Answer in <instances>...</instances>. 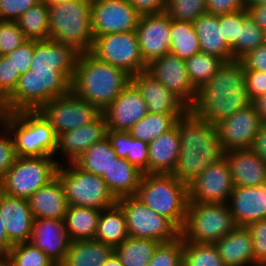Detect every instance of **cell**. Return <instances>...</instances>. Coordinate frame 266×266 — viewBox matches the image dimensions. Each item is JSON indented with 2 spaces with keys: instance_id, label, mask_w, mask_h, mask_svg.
<instances>
[{
  "instance_id": "obj_58",
  "label": "cell",
  "mask_w": 266,
  "mask_h": 266,
  "mask_svg": "<svg viewBox=\"0 0 266 266\" xmlns=\"http://www.w3.org/2000/svg\"><path fill=\"white\" fill-rule=\"evenodd\" d=\"M251 149L266 163V124L259 129Z\"/></svg>"
},
{
  "instance_id": "obj_23",
  "label": "cell",
  "mask_w": 266,
  "mask_h": 266,
  "mask_svg": "<svg viewBox=\"0 0 266 266\" xmlns=\"http://www.w3.org/2000/svg\"><path fill=\"white\" fill-rule=\"evenodd\" d=\"M228 207L237 226L266 219V184L253 187L234 186Z\"/></svg>"
},
{
  "instance_id": "obj_14",
  "label": "cell",
  "mask_w": 266,
  "mask_h": 266,
  "mask_svg": "<svg viewBox=\"0 0 266 266\" xmlns=\"http://www.w3.org/2000/svg\"><path fill=\"white\" fill-rule=\"evenodd\" d=\"M140 14L128 0H91L93 37L135 31Z\"/></svg>"
},
{
  "instance_id": "obj_3",
  "label": "cell",
  "mask_w": 266,
  "mask_h": 266,
  "mask_svg": "<svg viewBox=\"0 0 266 266\" xmlns=\"http://www.w3.org/2000/svg\"><path fill=\"white\" fill-rule=\"evenodd\" d=\"M130 82L131 76L124 70L85 52L79 55L71 90L102 112Z\"/></svg>"
},
{
  "instance_id": "obj_19",
  "label": "cell",
  "mask_w": 266,
  "mask_h": 266,
  "mask_svg": "<svg viewBox=\"0 0 266 266\" xmlns=\"http://www.w3.org/2000/svg\"><path fill=\"white\" fill-rule=\"evenodd\" d=\"M102 113L108 130L129 131L147 115L148 107L136 86L130 82Z\"/></svg>"
},
{
  "instance_id": "obj_41",
  "label": "cell",
  "mask_w": 266,
  "mask_h": 266,
  "mask_svg": "<svg viewBox=\"0 0 266 266\" xmlns=\"http://www.w3.org/2000/svg\"><path fill=\"white\" fill-rule=\"evenodd\" d=\"M265 44V31H263L248 14L243 10V22L240 25L239 37L231 47L232 58L240 60L250 51Z\"/></svg>"
},
{
  "instance_id": "obj_16",
  "label": "cell",
  "mask_w": 266,
  "mask_h": 266,
  "mask_svg": "<svg viewBox=\"0 0 266 266\" xmlns=\"http://www.w3.org/2000/svg\"><path fill=\"white\" fill-rule=\"evenodd\" d=\"M146 71L175 94L188 108L193 105L197 90L189 79L185 60L170 52L152 61L147 65Z\"/></svg>"
},
{
  "instance_id": "obj_53",
  "label": "cell",
  "mask_w": 266,
  "mask_h": 266,
  "mask_svg": "<svg viewBox=\"0 0 266 266\" xmlns=\"http://www.w3.org/2000/svg\"><path fill=\"white\" fill-rule=\"evenodd\" d=\"M41 0H0V20L16 21L27 9Z\"/></svg>"
},
{
  "instance_id": "obj_28",
  "label": "cell",
  "mask_w": 266,
  "mask_h": 266,
  "mask_svg": "<svg viewBox=\"0 0 266 266\" xmlns=\"http://www.w3.org/2000/svg\"><path fill=\"white\" fill-rule=\"evenodd\" d=\"M34 219H64L68 203L64 189L56 176L28 198Z\"/></svg>"
},
{
  "instance_id": "obj_36",
  "label": "cell",
  "mask_w": 266,
  "mask_h": 266,
  "mask_svg": "<svg viewBox=\"0 0 266 266\" xmlns=\"http://www.w3.org/2000/svg\"><path fill=\"white\" fill-rule=\"evenodd\" d=\"M170 52L186 60L201 52L193 22L172 20L170 23Z\"/></svg>"
},
{
  "instance_id": "obj_55",
  "label": "cell",
  "mask_w": 266,
  "mask_h": 266,
  "mask_svg": "<svg viewBox=\"0 0 266 266\" xmlns=\"http://www.w3.org/2000/svg\"><path fill=\"white\" fill-rule=\"evenodd\" d=\"M247 0H206V12L214 15L246 9Z\"/></svg>"
},
{
  "instance_id": "obj_21",
  "label": "cell",
  "mask_w": 266,
  "mask_h": 266,
  "mask_svg": "<svg viewBox=\"0 0 266 266\" xmlns=\"http://www.w3.org/2000/svg\"><path fill=\"white\" fill-rule=\"evenodd\" d=\"M0 215L12 245L29 242L34 217L28 199L12 197L0 191Z\"/></svg>"
},
{
  "instance_id": "obj_45",
  "label": "cell",
  "mask_w": 266,
  "mask_h": 266,
  "mask_svg": "<svg viewBox=\"0 0 266 266\" xmlns=\"http://www.w3.org/2000/svg\"><path fill=\"white\" fill-rule=\"evenodd\" d=\"M165 13L172 20L194 22L206 13V0H171Z\"/></svg>"
},
{
  "instance_id": "obj_13",
  "label": "cell",
  "mask_w": 266,
  "mask_h": 266,
  "mask_svg": "<svg viewBox=\"0 0 266 266\" xmlns=\"http://www.w3.org/2000/svg\"><path fill=\"white\" fill-rule=\"evenodd\" d=\"M39 111L50 122L57 136L93 122L102 113L72 90L47 102Z\"/></svg>"
},
{
  "instance_id": "obj_9",
  "label": "cell",
  "mask_w": 266,
  "mask_h": 266,
  "mask_svg": "<svg viewBox=\"0 0 266 266\" xmlns=\"http://www.w3.org/2000/svg\"><path fill=\"white\" fill-rule=\"evenodd\" d=\"M69 164L66 168L62 163L59 164L56 172L68 205L101 211L117 203V199L101 176L84 171L75 163Z\"/></svg>"
},
{
  "instance_id": "obj_30",
  "label": "cell",
  "mask_w": 266,
  "mask_h": 266,
  "mask_svg": "<svg viewBox=\"0 0 266 266\" xmlns=\"http://www.w3.org/2000/svg\"><path fill=\"white\" fill-rule=\"evenodd\" d=\"M203 53L219 57L223 62L232 60L231 47L224 39L219 15L204 13L193 22Z\"/></svg>"
},
{
  "instance_id": "obj_37",
  "label": "cell",
  "mask_w": 266,
  "mask_h": 266,
  "mask_svg": "<svg viewBox=\"0 0 266 266\" xmlns=\"http://www.w3.org/2000/svg\"><path fill=\"white\" fill-rule=\"evenodd\" d=\"M157 240L128 237L114 248L123 266H147L154 255Z\"/></svg>"
},
{
  "instance_id": "obj_62",
  "label": "cell",
  "mask_w": 266,
  "mask_h": 266,
  "mask_svg": "<svg viewBox=\"0 0 266 266\" xmlns=\"http://www.w3.org/2000/svg\"><path fill=\"white\" fill-rule=\"evenodd\" d=\"M101 266H123L120 258L114 252Z\"/></svg>"
},
{
  "instance_id": "obj_61",
  "label": "cell",
  "mask_w": 266,
  "mask_h": 266,
  "mask_svg": "<svg viewBox=\"0 0 266 266\" xmlns=\"http://www.w3.org/2000/svg\"><path fill=\"white\" fill-rule=\"evenodd\" d=\"M252 105L263 124H266V94L252 100Z\"/></svg>"
},
{
  "instance_id": "obj_11",
  "label": "cell",
  "mask_w": 266,
  "mask_h": 266,
  "mask_svg": "<svg viewBox=\"0 0 266 266\" xmlns=\"http://www.w3.org/2000/svg\"><path fill=\"white\" fill-rule=\"evenodd\" d=\"M117 204L125 215L130 237L164 243L181 236V230L170 219L145 206L136 196L119 198Z\"/></svg>"
},
{
  "instance_id": "obj_35",
  "label": "cell",
  "mask_w": 266,
  "mask_h": 266,
  "mask_svg": "<svg viewBox=\"0 0 266 266\" xmlns=\"http://www.w3.org/2000/svg\"><path fill=\"white\" fill-rule=\"evenodd\" d=\"M128 237L125 215L120 206L116 203L101 210L94 239L115 248Z\"/></svg>"
},
{
  "instance_id": "obj_15",
  "label": "cell",
  "mask_w": 266,
  "mask_h": 266,
  "mask_svg": "<svg viewBox=\"0 0 266 266\" xmlns=\"http://www.w3.org/2000/svg\"><path fill=\"white\" fill-rule=\"evenodd\" d=\"M234 189L225 157L209 165L188 184L189 202L228 203Z\"/></svg>"
},
{
  "instance_id": "obj_10",
  "label": "cell",
  "mask_w": 266,
  "mask_h": 266,
  "mask_svg": "<svg viewBox=\"0 0 266 266\" xmlns=\"http://www.w3.org/2000/svg\"><path fill=\"white\" fill-rule=\"evenodd\" d=\"M59 162L53 157H17L0 180V191L12 197L28 199L56 177Z\"/></svg>"
},
{
  "instance_id": "obj_24",
  "label": "cell",
  "mask_w": 266,
  "mask_h": 266,
  "mask_svg": "<svg viewBox=\"0 0 266 266\" xmlns=\"http://www.w3.org/2000/svg\"><path fill=\"white\" fill-rule=\"evenodd\" d=\"M80 52L72 46L53 40H34L33 70L66 72L73 78Z\"/></svg>"
},
{
  "instance_id": "obj_8",
  "label": "cell",
  "mask_w": 266,
  "mask_h": 266,
  "mask_svg": "<svg viewBox=\"0 0 266 266\" xmlns=\"http://www.w3.org/2000/svg\"><path fill=\"white\" fill-rule=\"evenodd\" d=\"M236 226L227 203L189 202L181 237L183 241L214 244Z\"/></svg>"
},
{
  "instance_id": "obj_34",
  "label": "cell",
  "mask_w": 266,
  "mask_h": 266,
  "mask_svg": "<svg viewBox=\"0 0 266 266\" xmlns=\"http://www.w3.org/2000/svg\"><path fill=\"white\" fill-rule=\"evenodd\" d=\"M101 211L84 206L68 205L64 222L71 240H93L97 232L98 218Z\"/></svg>"
},
{
  "instance_id": "obj_4",
  "label": "cell",
  "mask_w": 266,
  "mask_h": 266,
  "mask_svg": "<svg viewBox=\"0 0 266 266\" xmlns=\"http://www.w3.org/2000/svg\"><path fill=\"white\" fill-rule=\"evenodd\" d=\"M66 72L29 69L20 75L14 92L0 105V112L37 111L47 102L71 90Z\"/></svg>"
},
{
  "instance_id": "obj_1",
  "label": "cell",
  "mask_w": 266,
  "mask_h": 266,
  "mask_svg": "<svg viewBox=\"0 0 266 266\" xmlns=\"http://www.w3.org/2000/svg\"><path fill=\"white\" fill-rule=\"evenodd\" d=\"M252 104L241 60L224 61L216 74L197 90L190 109L212 125Z\"/></svg>"
},
{
  "instance_id": "obj_65",
  "label": "cell",
  "mask_w": 266,
  "mask_h": 266,
  "mask_svg": "<svg viewBox=\"0 0 266 266\" xmlns=\"http://www.w3.org/2000/svg\"><path fill=\"white\" fill-rule=\"evenodd\" d=\"M41 1L45 2L46 5L48 6H51V5H56V4H59V3H62L68 0H41Z\"/></svg>"
},
{
  "instance_id": "obj_51",
  "label": "cell",
  "mask_w": 266,
  "mask_h": 266,
  "mask_svg": "<svg viewBox=\"0 0 266 266\" xmlns=\"http://www.w3.org/2000/svg\"><path fill=\"white\" fill-rule=\"evenodd\" d=\"M34 55V40H27L14 51L5 56L12 62L19 74H24L30 69L32 58Z\"/></svg>"
},
{
  "instance_id": "obj_46",
  "label": "cell",
  "mask_w": 266,
  "mask_h": 266,
  "mask_svg": "<svg viewBox=\"0 0 266 266\" xmlns=\"http://www.w3.org/2000/svg\"><path fill=\"white\" fill-rule=\"evenodd\" d=\"M183 251L181 236L171 242L160 243L147 266H183Z\"/></svg>"
},
{
  "instance_id": "obj_50",
  "label": "cell",
  "mask_w": 266,
  "mask_h": 266,
  "mask_svg": "<svg viewBox=\"0 0 266 266\" xmlns=\"http://www.w3.org/2000/svg\"><path fill=\"white\" fill-rule=\"evenodd\" d=\"M243 22V10L219 15V25L227 44L232 47L239 37L240 25Z\"/></svg>"
},
{
  "instance_id": "obj_59",
  "label": "cell",
  "mask_w": 266,
  "mask_h": 266,
  "mask_svg": "<svg viewBox=\"0 0 266 266\" xmlns=\"http://www.w3.org/2000/svg\"><path fill=\"white\" fill-rule=\"evenodd\" d=\"M246 10L252 17L255 23L263 30L266 31V5H247Z\"/></svg>"
},
{
  "instance_id": "obj_40",
  "label": "cell",
  "mask_w": 266,
  "mask_h": 266,
  "mask_svg": "<svg viewBox=\"0 0 266 266\" xmlns=\"http://www.w3.org/2000/svg\"><path fill=\"white\" fill-rule=\"evenodd\" d=\"M180 116L148 112L145 117L131 127L129 132L133 138L149 144L153 139L171 130Z\"/></svg>"
},
{
  "instance_id": "obj_38",
  "label": "cell",
  "mask_w": 266,
  "mask_h": 266,
  "mask_svg": "<svg viewBox=\"0 0 266 266\" xmlns=\"http://www.w3.org/2000/svg\"><path fill=\"white\" fill-rule=\"evenodd\" d=\"M28 40H49V6L40 1L16 20Z\"/></svg>"
},
{
  "instance_id": "obj_52",
  "label": "cell",
  "mask_w": 266,
  "mask_h": 266,
  "mask_svg": "<svg viewBox=\"0 0 266 266\" xmlns=\"http://www.w3.org/2000/svg\"><path fill=\"white\" fill-rule=\"evenodd\" d=\"M4 126L2 136L0 134V180L5 173L14 165L17 158L14 142L8 128Z\"/></svg>"
},
{
  "instance_id": "obj_54",
  "label": "cell",
  "mask_w": 266,
  "mask_h": 266,
  "mask_svg": "<svg viewBox=\"0 0 266 266\" xmlns=\"http://www.w3.org/2000/svg\"><path fill=\"white\" fill-rule=\"evenodd\" d=\"M245 80L251 100L266 94V73L245 69Z\"/></svg>"
},
{
  "instance_id": "obj_42",
  "label": "cell",
  "mask_w": 266,
  "mask_h": 266,
  "mask_svg": "<svg viewBox=\"0 0 266 266\" xmlns=\"http://www.w3.org/2000/svg\"><path fill=\"white\" fill-rule=\"evenodd\" d=\"M189 79L196 90L216 74L223 61L216 56L199 52L185 60Z\"/></svg>"
},
{
  "instance_id": "obj_48",
  "label": "cell",
  "mask_w": 266,
  "mask_h": 266,
  "mask_svg": "<svg viewBox=\"0 0 266 266\" xmlns=\"http://www.w3.org/2000/svg\"><path fill=\"white\" fill-rule=\"evenodd\" d=\"M19 71L5 56H0V105L14 92L19 81Z\"/></svg>"
},
{
  "instance_id": "obj_7",
  "label": "cell",
  "mask_w": 266,
  "mask_h": 266,
  "mask_svg": "<svg viewBox=\"0 0 266 266\" xmlns=\"http://www.w3.org/2000/svg\"><path fill=\"white\" fill-rule=\"evenodd\" d=\"M49 40L90 52L92 34L91 0H68L49 6Z\"/></svg>"
},
{
  "instance_id": "obj_44",
  "label": "cell",
  "mask_w": 266,
  "mask_h": 266,
  "mask_svg": "<svg viewBox=\"0 0 266 266\" xmlns=\"http://www.w3.org/2000/svg\"><path fill=\"white\" fill-rule=\"evenodd\" d=\"M6 256L13 266H56L52 259L30 242L13 245Z\"/></svg>"
},
{
  "instance_id": "obj_12",
  "label": "cell",
  "mask_w": 266,
  "mask_h": 266,
  "mask_svg": "<svg viewBox=\"0 0 266 266\" xmlns=\"http://www.w3.org/2000/svg\"><path fill=\"white\" fill-rule=\"evenodd\" d=\"M90 53L100 61L124 70L130 76L147 70L136 31L97 36Z\"/></svg>"
},
{
  "instance_id": "obj_2",
  "label": "cell",
  "mask_w": 266,
  "mask_h": 266,
  "mask_svg": "<svg viewBox=\"0 0 266 266\" xmlns=\"http://www.w3.org/2000/svg\"><path fill=\"white\" fill-rule=\"evenodd\" d=\"M181 149L173 175L187 185L209 165L225 157L216 125L210 124L190 108L175 123Z\"/></svg>"
},
{
  "instance_id": "obj_27",
  "label": "cell",
  "mask_w": 266,
  "mask_h": 266,
  "mask_svg": "<svg viewBox=\"0 0 266 266\" xmlns=\"http://www.w3.org/2000/svg\"><path fill=\"white\" fill-rule=\"evenodd\" d=\"M181 149L176 125L148 144V174H172Z\"/></svg>"
},
{
  "instance_id": "obj_66",
  "label": "cell",
  "mask_w": 266,
  "mask_h": 266,
  "mask_svg": "<svg viewBox=\"0 0 266 266\" xmlns=\"http://www.w3.org/2000/svg\"><path fill=\"white\" fill-rule=\"evenodd\" d=\"M251 266H266V264L255 263V264H252Z\"/></svg>"
},
{
  "instance_id": "obj_26",
  "label": "cell",
  "mask_w": 266,
  "mask_h": 266,
  "mask_svg": "<svg viewBox=\"0 0 266 266\" xmlns=\"http://www.w3.org/2000/svg\"><path fill=\"white\" fill-rule=\"evenodd\" d=\"M234 186L253 187L266 184V163L252 150L225 152Z\"/></svg>"
},
{
  "instance_id": "obj_47",
  "label": "cell",
  "mask_w": 266,
  "mask_h": 266,
  "mask_svg": "<svg viewBox=\"0 0 266 266\" xmlns=\"http://www.w3.org/2000/svg\"><path fill=\"white\" fill-rule=\"evenodd\" d=\"M27 40L16 21L0 20L1 55L14 51Z\"/></svg>"
},
{
  "instance_id": "obj_57",
  "label": "cell",
  "mask_w": 266,
  "mask_h": 266,
  "mask_svg": "<svg viewBox=\"0 0 266 266\" xmlns=\"http://www.w3.org/2000/svg\"><path fill=\"white\" fill-rule=\"evenodd\" d=\"M140 15L160 14L165 12L164 0H128Z\"/></svg>"
},
{
  "instance_id": "obj_43",
  "label": "cell",
  "mask_w": 266,
  "mask_h": 266,
  "mask_svg": "<svg viewBox=\"0 0 266 266\" xmlns=\"http://www.w3.org/2000/svg\"><path fill=\"white\" fill-rule=\"evenodd\" d=\"M183 266H226L214 244L184 241Z\"/></svg>"
},
{
  "instance_id": "obj_18",
  "label": "cell",
  "mask_w": 266,
  "mask_h": 266,
  "mask_svg": "<svg viewBox=\"0 0 266 266\" xmlns=\"http://www.w3.org/2000/svg\"><path fill=\"white\" fill-rule=\"evenodd\" d=\"M170 23L171 18L165 12L140 16L135 31L146 65L170 53Z\"/></svg>"
},
{
  "instance_id": "obj_63",
  "label": "cell",
  "mask_w": 266,
  "mask_h": 266,
  "mask_svg": "<svg viewBox=\"0 0 266 266\" xmlns=\"http://www.w3.org/2000/svg\"><path fill=\"white\" fill-rule=\"evenodd\" d=\"M0 266H13L7 256H0Z\"/></svg>"
},
{
  "instance_id": "obj_60",
  "label": "cell",
  "mask_w": 266,
  "mask_h": 266,
  "mask_svg": "<svg viewBox=\"0 0 266 266\" xmlns=\"http://www.w3.org/2000/svg\"><path fill=\"white\" fill-rule=\"evenodd\" d=\"M12 246L13 245L9 242L3 219L0 215V256H6Z\"/></svg>"
},
{
  "instance_id": "obj_32",
  "label": "cell",
  "mask_w": 266,
  "mask_h": 266,
  "mask_svg": "<svg viewBox=\"0 0 266 266\" xmlns=\"http://www.w3.org/2000/svg\"><path fill=\"white\" fill-rule=\"evenodd\" d=\"M114 253V247L93 240L73 241L61 266H101Z\"/></svg>"
},
{
  "instance_id": "obj_5",
  "label": "cell",
  "mask_w": 266,
  "mask_h": 266,
  "mask_svg": "<svg viewBox=\"0 0 266 266\" xmlns=\"http://www.w3.org/2000/svg\"><path fill=\"white\" fill-rule=\"evenodd\" d=\"M0 124L13 135L17 157H53L57 135L52 125L39 111L0 112Z\"/></svg>"
},
{
  "instance_id": "obj_64",
  "label": "cell",
  "mask_w": 266,
  "mask_h": 266,
  "mask_svg": "<svg viewBox=\"0 0 266 266\" xmlns=\"http://www.w3.org/2000/svg\"><path fill=\"white\" fill-rule=\"evenodd\" d=\"M247 5L263 6L266 5V0H247Z\"/></svg>"
},
{
  "instance_id": "obj_33",
  "label": "cell",
  "mask_w": 266,
  "mask_h": 266,
  "mask_svg": "<svg viewBox=\"0 0 266 266\" xmlns=\"http://www.w3.org/2000/svg\"><path fill=\"white\" fill-rule=\"evenodd\" d=\"M107 138L115 154L126 158L133 166L144 174H148V144L133 138L129 131H107Z\"/></svg>"
},
{
  "instance_id": "obj_25",
  "label": "cell",
  "mask_w": 266,
  "mask_h": 266,
  "mask_svg": "<svg viewBox=\"0 0 266 266\" xmlns=\"http://www.w3.org/2000/svg\"><path fill=\"white\" fill-rule=\"evenodd\" d=\"M107 131V121L101 113L93 122L59 134L56 153L60 150L69 163H74L90 146L106 138Z\"/></svg>"
},
{
  "instance_id": "obj_49",
  "label": "cell",
  "mask_w": 266,
  "mask_h": 266,
  "mask_svg": "<svg viewBox=\"0 0 266 266\" xmlns=\"http://www.w3.org/2000/svg\"><path fill=\"white\" fill-rule=\"evenodd\" d=\"M246 227L252 239L254 264H266V219L252 222Z\"/></svg>"
},
{
  "instance_id": "obj_29",
  "label": "cell",
  "mask_w": 266,
  "mask_h": 266,
  "mask_svg": "<svg viewBox=\"0 0 266 266\" xmlns=\"http://www.w3.org/2000/svg\"><path fill=\"white\" fill-rule=\"evenodd\" d=\"M214 246L226 266H251L254 254L250 232L245 226H236Z\"/></svg>"
},
{
  "instance_id": "obj_17",
  "label": "cell",
  "mask_w": 266,
  "mask_h": 266,
  "mask_svg": "<svg viewBox=\"0 0 266 266\" xmlns=\"http://www.w3.org/2000/svg\"><path fill=\"white\" fill-rule=\"evenodd\" d=\"M263 123L251 104L216 124L219 138L225 152L251 149L255 136Z\"/></svg>"
},
{
  "instance_id": "obj_31",
  "label": "cell",
  "mask_w": 266,
  "mask_h": 266,
  "mask_svg": "<svg viewBox=\"0 0 266 266\" xmlns=\"http://www.w3.org/2000/svg\"><path fill=\"white\" fill-rule=\"evenodd\" d=\"M143 174L126 158L118 157L102 178L115 198L119 199L137 194Z\"/></svg>"
},
{
  "instance_id": "obj_6",
  "label": "cell",
  "mask_w": 266,
  "mask_h": 266,
  "mask_svg": "<svg viewBox=\"0 0 266 266\" xmlns=\"http://www.w3.org/2000/svg\"><path fill=\"white\" fill-rule=\"evenodd\" d=\"M159 215L182 229L189 203L188 185L173 174H143L135 195Z\"/></svg>"
},
{
  "instance_id": "obj_22",
  "label": "cell",
  "mask_w": 266,
  "mask_h": 266,
  "mask_svg": "<svg viewBox=\"0 0 266 266\" xmlns=\"http://www.w3.org/2000/svg\"><path fill=\"white\" fill-rule=\"evenodd\" d=\"M131 82L141 93L149 113L182 115L188 107L147 71L131 76Z\"/></svg>"
},
{
  "instance_id": "obj_20",
  "label": "cell",
  "mask_w": 266,
  "mask_h": 266,
  "mask_svg": "<svg viewBox=\"0 0 266 266\" xmlns=\"http://www.w3.org/2000/svg\"><path fill=\"white\" fill-rule=\"evenodd\" d=\"M29 242L45 253L56 265H60L69 250L71 240L64 219H34Z\"/></svg>"
},
{
  "instance_id": "obj_56",
  "label": "cell",
  "mask_w": 266,
  "mask_h": 266,
  "mask_svg": "<svg viewBox=\"0 0 266 266\" xmlns=\"http://www.w3.org/2000/svg\"><path fill=\"white\" fill-rule=\"evenodd\" d=\"M240 60L244 69H252L266 73V44L250 51Z\"/></svg>"
},
{
  "instance_id": "obj_39",
  "label": "cell",
  "mask_w": 266,
  "mask_h": 266,
  "mask_svg": "<svg viewBox=\"0 0 266 266\" xmlns=\"http://www.w3.org/2000/svg\"><path fill=\"white\" fill-rule=\"evenodd\" d=\"M117 158L106 137L90 146L74 163L82 170L102 177Z\"/></svg>"
}]
</instances>
